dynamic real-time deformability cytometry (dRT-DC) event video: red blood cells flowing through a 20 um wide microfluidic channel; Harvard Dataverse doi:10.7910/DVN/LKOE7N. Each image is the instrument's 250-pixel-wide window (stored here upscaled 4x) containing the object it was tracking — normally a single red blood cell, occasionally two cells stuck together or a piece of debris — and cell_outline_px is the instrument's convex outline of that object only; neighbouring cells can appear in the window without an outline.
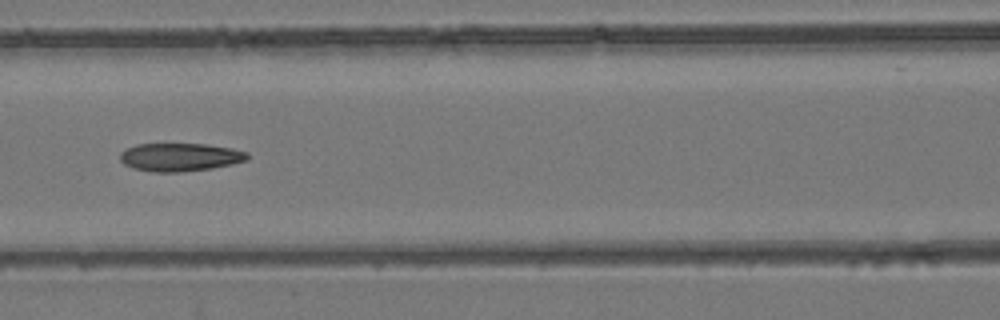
{"species": "common noctule bat (a hibernating species)", "species_latin": "Nyctalus noctula", "temperature_condition": "room temperature", "stored_images_in_passage": 8, "camera_frame_rate_fps": 3000, "um_per_image_px": 0.085, "animal": {"sex": "female", "body_mass_g": 24.6, "forearm_length_mm": 56.2}, "frame": {"image": 1, "passage_image": 8, "time_ms": 8.0, "image_size_px": [1000, 320], "cell_outline_px": [[248, 160], [232, 164], [212, 168], [180, 172], [152, 172], [132, 168], [124, 164], [120, 160], [120, 152], [136, 144], [208, 144], [232, 148], [248, 152]], "centroid_in_image_um": [15.3, 13.36], "position_along_channel_um": 151.3, "area_um2": 20.98}}